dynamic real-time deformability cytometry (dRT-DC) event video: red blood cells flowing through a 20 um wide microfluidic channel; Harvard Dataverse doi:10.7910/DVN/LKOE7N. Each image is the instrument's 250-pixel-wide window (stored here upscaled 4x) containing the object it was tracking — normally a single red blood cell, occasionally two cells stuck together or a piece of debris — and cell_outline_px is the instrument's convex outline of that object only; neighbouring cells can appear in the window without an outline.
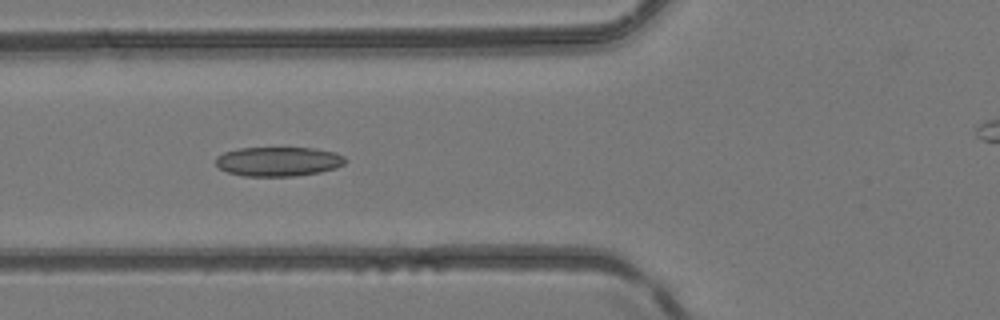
{"species": "common noctule bat (a hibernating species)", "species_latin": "Nyctalus noctula", "temperature_condition": "room temperature", "stored_images_in_passage": 7, "camera_frame_rate_fps": 3000, "um_per_image_px": 0.085, "animal": {"sex": "female", "body_mass_g": 24.6, "forearm_length_mm": 56.2}, "frame": {"image": 1, "passage_image": 6, "time_ms": 5.667, "image_size_px": [1000, 320], "cell_outline_px": [[348, 160], [344, 164], [336, 168], [320, 172], [296, 176], [244, 176], [228, 172], [220, 168], [216, 164], [216, 156], [224, 152], [240, 148], [316, 148], [336, 152], [344, 156]], "centroid_in_image_um": [23.7, 13.72], "position_along_channel_um": 102.1, "area_um2": 22.31}}
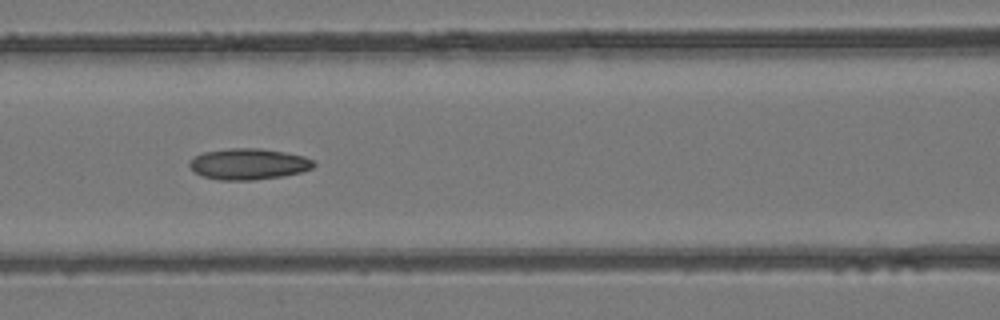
{"frame": {"image": 2, "passage_image": 7, "time_ms": 6.667, "image_size_px": [1000, 320], "cell_outline_px": [[316, 164], [312, 168], [300, 172], [280, 176], [252, 180], [220, 180], [204, 176], [196, 172], [188, 164], [196, 156], [204, 152], [228, 148], [260, 148], [284, 152], [304, 156], [316, 160]], "centroid_in_image_um": [21.17, 13.93], "position_along_channel_um": 145.4, "area_um2": 22.31}}